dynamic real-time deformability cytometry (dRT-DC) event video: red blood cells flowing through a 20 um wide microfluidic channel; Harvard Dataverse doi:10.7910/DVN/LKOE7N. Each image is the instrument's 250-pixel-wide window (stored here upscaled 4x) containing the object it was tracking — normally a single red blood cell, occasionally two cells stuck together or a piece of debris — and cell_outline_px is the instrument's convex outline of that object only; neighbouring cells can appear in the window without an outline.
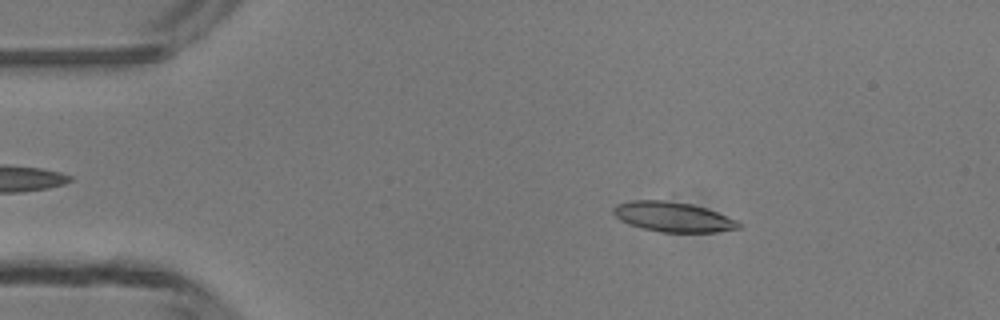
{"species": "common noctule bat (a hibernating species)", "species_latin": "Nyctalus noctula", "temperature_condition": "room temperature", "stored_images_in_passage": 36, "camera_frame_rate_fps": 3000, "um_per_image_px": 0.085, "animal": {"sex": "male", "body_mass_g": 13.3}, "frame": {"image": 1, "passage_image": 7, "time_ms": 2.0, "image_size_px": [1000, 320], "cell_outline_px": [[740, 228], [716, 232], [660, 232], [640, 228], [628, 224], [620, 220], [612, 212], [612, 208], [616, 204], [632, 200], [672, 192], [736, 220], [740, 224]], "centroid_in_image_um": [57.16, 18.28], "position_along_channel_um": 27.8, "area_um2": 24.28}}
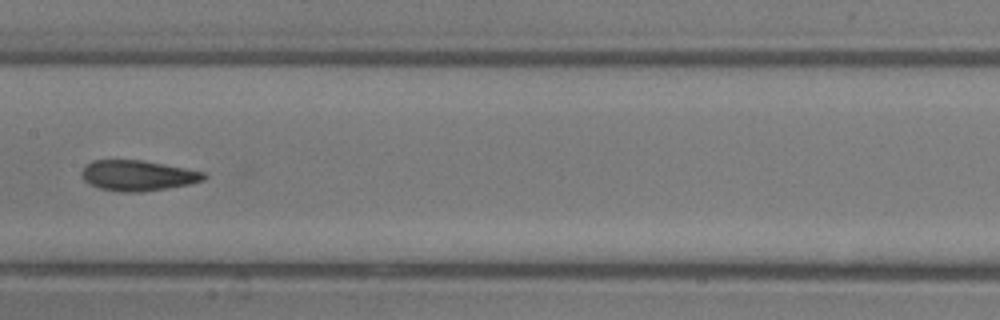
{"frame": {"image": 2, "passage_image": 23, "time_ms": 7.333, "image_size_px": [1000, 320], "cell_outline_px": [[208, 176], [204, 180], [188, 184], [140, 192], [120, 192], [100, 188], [84, 180], [80, 176], [80, 172], [92, 160], [140, 160], [184, 168], [204, 172]], "centroid_in_image_um": [11.69, 14.92], "position_along_channel_um": 195.7, "area_um2": 21.39}}
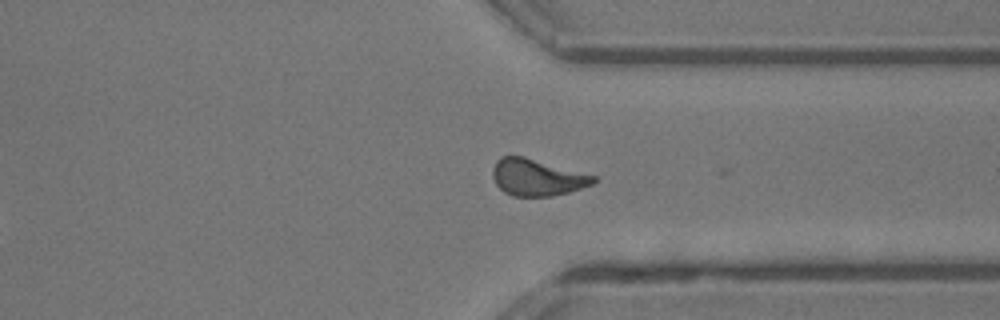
{"frame": {"image": 3, "passage_image": 35, "time_ms": 11.333, "image_size_px": [1000, 320], "cell_outline_px": [[600, 180], [592, 184], [568, 192], [552, 196], [512, 196], [504, 192], [496, 184], [492, 176], [492, 168], [496, 160], [500, 156], [524, 156], [596, 176]], "centroid_in_image_um": [45.63, 15.07], "position_along_channel_um": 365.8, "area_um2": 21.62}, "authors_computed_cell_mechanics": {"area_um2": 22.0796, "velocity_mm_per_s": 4.2697, "shape_relaxation_time_tau1_ms": 6.4233, "shape_relaxation_time_tau2_ms": 1.645, "deformation_change_tau1": 0.1812, "deformation_change_tau2": 0.0793}}